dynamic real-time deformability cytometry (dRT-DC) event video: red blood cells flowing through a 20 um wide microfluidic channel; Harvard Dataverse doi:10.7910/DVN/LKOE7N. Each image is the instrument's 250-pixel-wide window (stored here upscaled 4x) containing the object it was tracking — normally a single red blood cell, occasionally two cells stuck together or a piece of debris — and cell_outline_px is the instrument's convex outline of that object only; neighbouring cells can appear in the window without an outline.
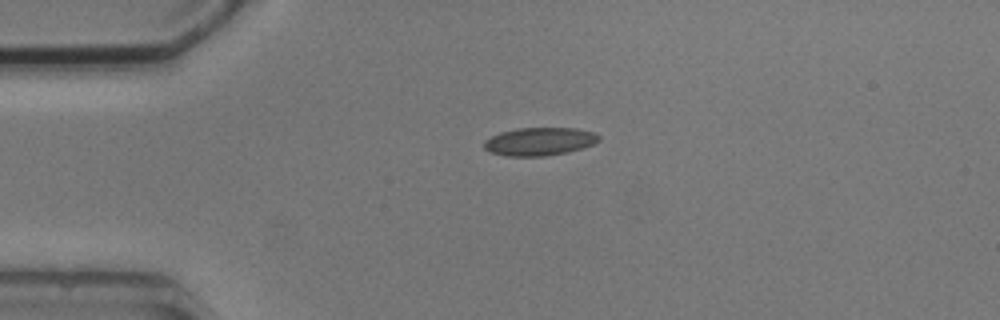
{"species": "common noctule bat (a hibernating species)", "species_latin": "Nyctalus noctula", "temperature_condition": "cold", "stored_images_in_passage": 6, "camera_frame_rate_fps": 3000, "um_per_image_px": 0.085, "animal": {"sex": "male", "body_mass_g": 20.5, "forearm_length_mm": 52.5}, "frame": {"image": 1, "passage_image": 4, "time_ms": 4.667, "image_size_px": [1000, 320], "cell_outline_px": [[600, 140], [592, 144], [568, 152], [544, 156], [508, 156], [488, 152], [484, 148], [484, 140], [500, 132], [516, 128], [576, 128], [592, 132], [600, 136]], "centroid_in_image_um": [45.82, 12.02], "position_along_channel_um": 39.2, "area_um2": 18.73}}